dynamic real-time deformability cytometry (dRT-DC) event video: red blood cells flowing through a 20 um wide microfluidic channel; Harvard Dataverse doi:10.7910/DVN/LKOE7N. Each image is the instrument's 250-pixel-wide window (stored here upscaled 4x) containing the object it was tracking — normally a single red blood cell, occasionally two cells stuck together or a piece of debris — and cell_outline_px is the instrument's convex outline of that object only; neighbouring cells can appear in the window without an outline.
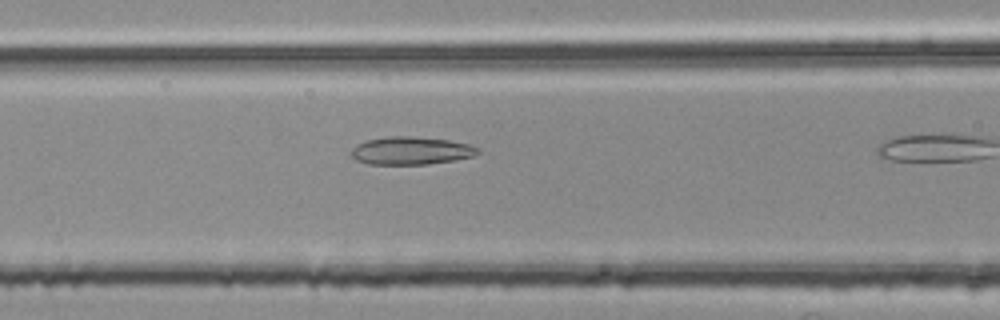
{"species": "common noctule bat (a hibernating species)", "species_latin": "Nyctalus noctula", "temperature_condition": "room temperature", "stored_images_in_passage": 4, "camera_frame_rate_fps": 3000, "um_per_image_px": 0.085, "animal": {"sex": "female", "body_mass_g": 25.1}, "frame": {"image": 1, "passage_image": 3, "time_ms": 0.667, "image_size_px": [1000, 320], "cell_outline_px": [[480, 152], [476, 156], [456, 160], [428, 164], [368, 164], [356, 160], [352, 156], [352, 148], [356, 144], [368, 140], [388, 136], [416, 136], [448, 140], [468, 144], [480, 148]], "centroid_in_image_um": [34.98, 12.81], "position_along_channel_um": 131.6, "area_um2": 20.69}}